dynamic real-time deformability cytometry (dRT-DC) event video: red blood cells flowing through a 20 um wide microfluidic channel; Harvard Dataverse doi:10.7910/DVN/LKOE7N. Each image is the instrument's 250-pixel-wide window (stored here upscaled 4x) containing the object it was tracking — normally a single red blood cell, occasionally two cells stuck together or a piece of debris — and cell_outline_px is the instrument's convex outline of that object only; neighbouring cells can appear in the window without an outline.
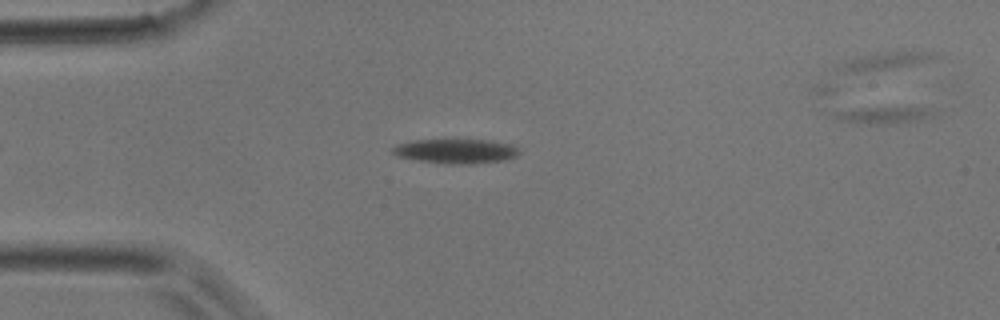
{"species": "common noctule bat (a hibernating species)", "species_latin": "Nyctalus noctula", "temperature_condition": "room temperature", "stored_images_in_passage": 6, "camera_frame_rate_fps": 3000, "um_per_image_px": 0.085, "animal": {"sex": "male", "body_mass_g": 17.9}, "frame": {"image": 1, "passage_image": 3, "time_ms": 0.667, "image_size_px": [1000, 320], "cell_outline_px": [[520, 152], [516, 156], [504, 160], [468, 164], [452, 164], [420, 160], [396, 156], [392, 152], [392, 148], [396, 144], [412, 140], [488, 140], [508, 144], [516, 148]], "centroid_in_image_um": [38.71, 12.84], "position_along_channel_um": 46.3, "area_um2": 17.74}}
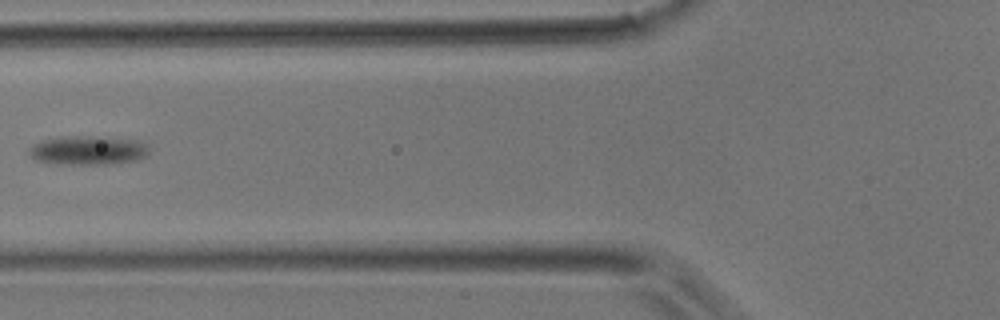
{"frame": {"image": 2, "passage_image": 5, "time_ms": 1.333, "image_size_px": [1000, 320], "cell_outline_px": [[148, 156], [136, 160], [116, 164], [60, 164], [36, 160], [28, 156], [28, 148], [32, 144], [40, 140], [60, 136], [100, 136], [140, 140], [148, 144]], "centroid_in_image_um": [7.48, 12.76], "position_along_channel_um": 118.3, "area_um2": 20.92}}
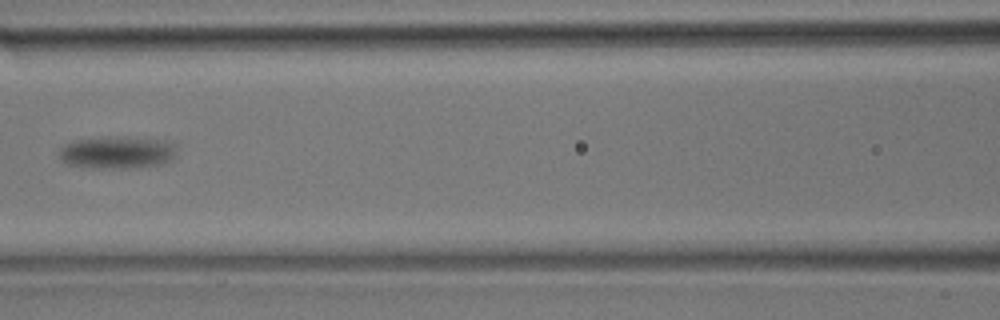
{"frame": {"image": 3, "passage_image": 6, "time_ms": 1.667, "image_size_px": [1000, 320], "cell_outline_px": [[172, 160], [160, 164], [124, 168], [92, 168], [68, 164], [60, 156], [60, 148], [64, 144], [72, 140], [116, 136], [128, 136], [172, 140]], "centroid_in_image_um": [9.94, 12.93], "position_along_channel_um": 156.7, "area_um2": 22.14}}